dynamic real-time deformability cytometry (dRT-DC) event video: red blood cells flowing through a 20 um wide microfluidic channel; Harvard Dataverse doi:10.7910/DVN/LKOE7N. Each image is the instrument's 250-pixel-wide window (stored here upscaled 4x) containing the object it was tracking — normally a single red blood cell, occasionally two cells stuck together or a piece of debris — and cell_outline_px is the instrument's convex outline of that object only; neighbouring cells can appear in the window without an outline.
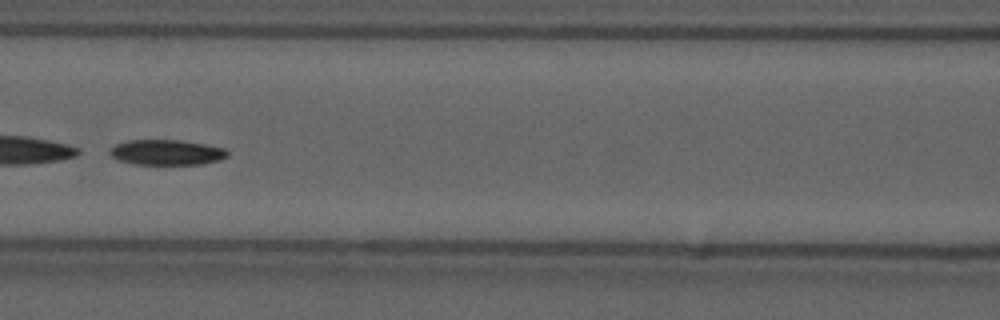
{"species": "common noctule bat (a hibernating species)", "species_latin": "Nyctalus noctula", "temperature_condition": "cold", "stored_images_in_passage": 36, "camera_frame_rate_fps": 3000, "um_per_image_px": 0.085, "animal": {"sex": "male", "forearm_length_mm": 52.5}, "frame": {"image": 1, "passage_image": 19, "time_ms": 6.0, "image_size_px": [1000, 320], "cell_outline_px": [[228, 156], [220, 160], [200, 164], [136, 164], [120, 160], [112, 156], [108, 152], [116, 144], [128, 140], [180, 140], [228, 148]], "centroid_in_image_um": [14.21, 12.94], "position_along_channel_um": 152.4, "area_um2": 17.28}}